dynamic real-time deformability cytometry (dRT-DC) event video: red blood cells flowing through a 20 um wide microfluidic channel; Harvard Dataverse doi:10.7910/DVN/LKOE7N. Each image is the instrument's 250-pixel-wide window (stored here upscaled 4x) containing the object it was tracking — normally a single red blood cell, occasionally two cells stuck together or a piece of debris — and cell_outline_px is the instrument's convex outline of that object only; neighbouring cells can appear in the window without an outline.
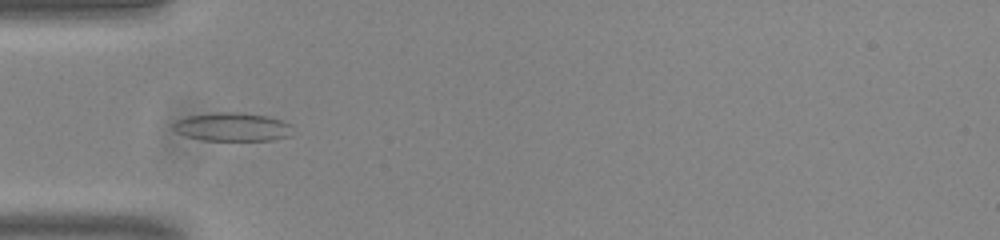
{"species": "common noctule bat (a hibernating species)", "species_latin": "Nyctalus noctula", "temperature_condition": "room temperature", "stored_images_in_passage": 49, "camera_frame_rate_fps": 3000, "um_per_image_px": 0.085, "animal": {"sex": "male", "body_mass_g": 20.0, "forearm_length_mm": 53.3}, "frame": {"image": 1, "passage_image": 13, "time_ms": 4.0, "image_size_px": [1000, 240], "cell_outline_px": [[292, 136], [272, 140], [204, 140], [184, 136], [176, 132], [172, 128], [172, 124], [176, 120], [188, 116], [216, 112], [244, 112], [264, 116], [280, 120], [292, 124]], "centroid_in_image_um": [19.74, 10.79], "position_along_channel_um": 65.3, "area_um2": 20.0}}
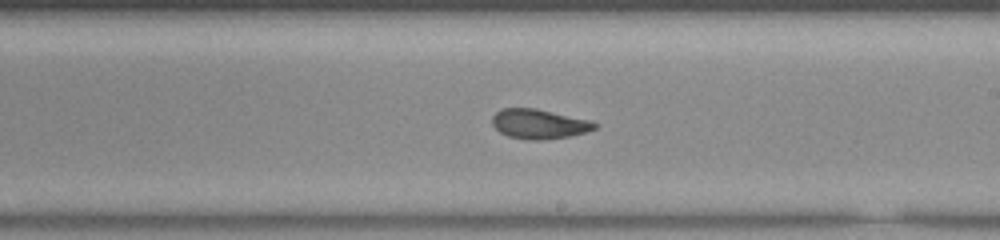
{"frame": {"image": 2, "passage_image": 27, "time_ms": 8.667, "image_size_px": [1000, 240], "cell_outline_px": [[600, 124], [596, 128], [584, 132], [568, 136], [544, 140], [532, 140], [508, 136], [500, 132], [492, 124], [492, 116], [500, 108], [536, 108], [588, 120]], "centroid_in_image_um": [45.79, 10.53], "position_along_channel_um": 243.2, "area_um2": 17.57}}
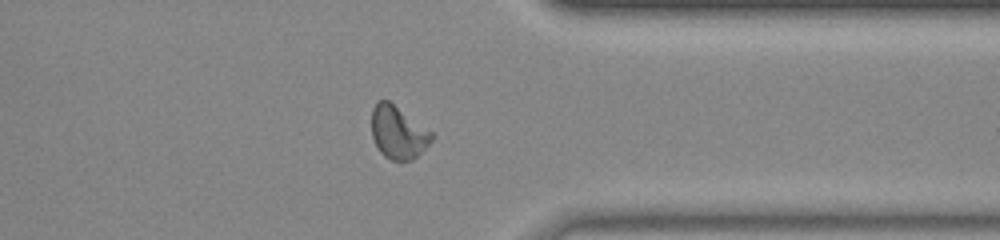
{"frame": {"image": 3, "passage_image": 38, "time_ms": 12.333, "image_size_px": [1000, 240], "cell_outline_px": [[432, 140], [412, 160], [392, 160], [384, 156], [380, 152], [372, 136], [372, 108], [376, 100], [388, 100], [432, 132]], "centroid_in_image_um": [33.8, 11.24], "position_along_channel_um": 377.6, "area_um2": 18.15}, "authors_computed_cell_mechanics": {"area_um2": 18.6116, "velocity_mm_per_s": 3.8347, "shape_relaxation_time_tau1_ms": null, "shape_relaxation_time_tau2_ms": 1.5564, "deformation_change_tau1": null, "deformation_change_tau2": 0.0734}}